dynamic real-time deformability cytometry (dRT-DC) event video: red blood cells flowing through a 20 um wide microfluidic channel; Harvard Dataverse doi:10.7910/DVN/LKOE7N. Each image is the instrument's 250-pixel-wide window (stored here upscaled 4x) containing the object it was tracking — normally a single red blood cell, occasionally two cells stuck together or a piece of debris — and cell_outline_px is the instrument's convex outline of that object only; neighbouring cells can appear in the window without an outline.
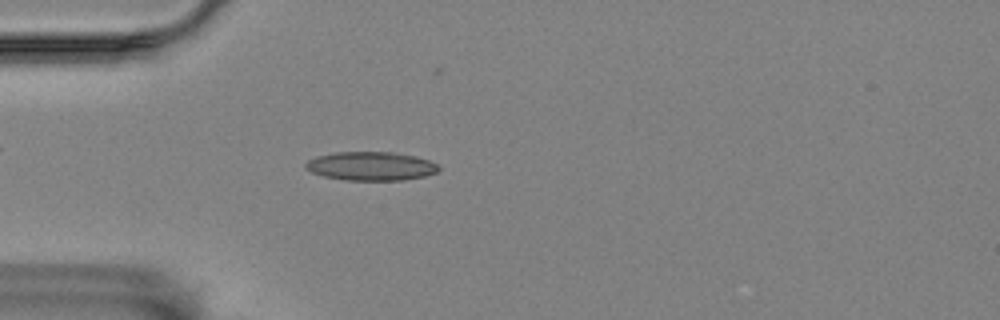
{"species": "Egyptian fruit bat (a non-hibernating species)", "species_latin": "Rousettus aegyptiacus", "temperature_condition": "room temperature", "stored_images_in_passage": 2, "camera_frame_rate_fps": 3000, "um_per_image_px": 0.085, "animal": {"sex": "female"}, "frame": {"image": 1, "passage_image": 2, "time_ms": 1.0, "image_size_px": [1000, 320], "cell_outline_px": [[440, 168], [436, 172], [424, 176], [400, 180], [344, 180], [324, 176], [312, 172], [304, 168], [304, 164], [308, 160], [316, 156], [336, 152], [392, 152], [416, 156], [428, 160], [436, 164]], "centroid_in_image_um": [31.49, 14.11], "position_along_channel_um": 53.5, "area_um2": 22.2}}